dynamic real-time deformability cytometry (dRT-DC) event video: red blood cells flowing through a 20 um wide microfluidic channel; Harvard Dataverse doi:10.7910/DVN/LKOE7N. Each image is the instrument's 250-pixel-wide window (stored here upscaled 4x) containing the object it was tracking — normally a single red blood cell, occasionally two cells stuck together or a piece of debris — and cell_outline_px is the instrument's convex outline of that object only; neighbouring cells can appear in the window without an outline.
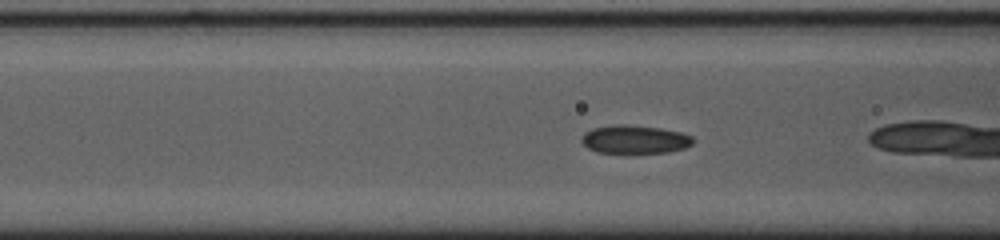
{"species": "common noctule bat (a hibernating species)", "species_latin": "Nyctalus noctula", "temperature_condition": "cold", "stored_images_in_passage": 27, "camera_frame_rate_fps": 3000, "um_per_image_px": 0.085, "animal": {"sex": "female", "body_mass_g": 23.0, "forearm_length_mm": 53.4}, "frame": {"image": 1, "passage_image": 13, "time_ms": 4.0, "image_size_px": [1000, 240], "cell_outline_px": [[692, 144], [684, 148], [668, 152], [628, 156], [596, 152], [588, 148], [580, 140], [580, 136], [584, 132], [592, 128], [616, 124], [628, 124], [660, 128], [680, 132], [692, 136]], "centroid_in_image_um": [53.89, 11.89], "position_along_channel_um": 112.7, "area_um2": 19.36}}
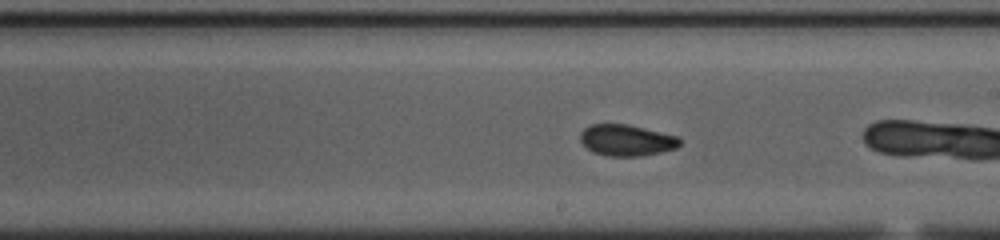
{"frame": {"image": 2, "passage_image": 23, "time_ms": 7.333, "image_size_px": [1000, 240], "cell_outline_px": [[680, 144], [676, 148], [660, 152], [640, 156], [608, 156], [592, 152], [580, 140], [580, 132], [584, 128], [592, 124], [628, 124], [676, 136], [680, 140]], "centroid_in_image_um": [53.22, 11.92], "position_along_channel_um": 235.8, "area_um2": 17.98}}